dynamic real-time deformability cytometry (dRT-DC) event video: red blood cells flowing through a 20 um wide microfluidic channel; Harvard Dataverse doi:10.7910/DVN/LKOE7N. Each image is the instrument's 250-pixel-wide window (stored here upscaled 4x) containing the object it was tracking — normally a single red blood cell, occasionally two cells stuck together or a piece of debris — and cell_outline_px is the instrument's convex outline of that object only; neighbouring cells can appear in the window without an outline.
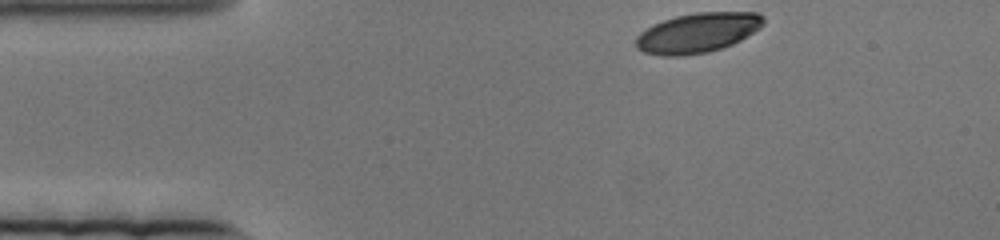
{"species": "human", "species_latin": "Homo sapiens", "temperature_condition": "cold", "stored_images_in_passage": 73, "camera_frame_rate_fps": 3000, "um_per_image_px": 0.085, "donor": {"sex": "female"}, "frame": {"image": 1, "passage_image": 1, "time_ms": 0.0, "image_size_px": [1000, 240], "cell_outline_px": [[764, 24], [760, 28], [740, 40], [732, 44], [708, 52], [680, 56], [660, 56], [644, 52], [636, 48], [636, 36], [640, 32], [652, 24], [676, 16], [696, 12], [756, 12], [764, 16]], "centroid_in_image_um": [59.28, 2.78], "position_along_channel_um": 25.7, "area_um2": 29.65}}
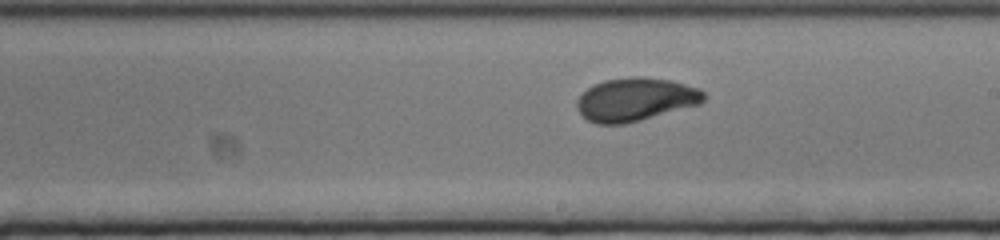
{"frame": {"image": 2, "passage_image": 35, "time_ms": 11.333, "image_size_px": [1000, 240], "cell_outline_px": [[704, 100], [700, 104], [640, 120], [624, 124], [596, 124], [588, 120], [580, 112], [576, 104], [576, 100], [588, 88], [604, 80], [636, 76], [672, 80], [700, 88], [704, 92]], "centroid_in_image_um": [54.03, 8.45], "position_along_channel_um": 235.0, "area_um2": 31.79}}
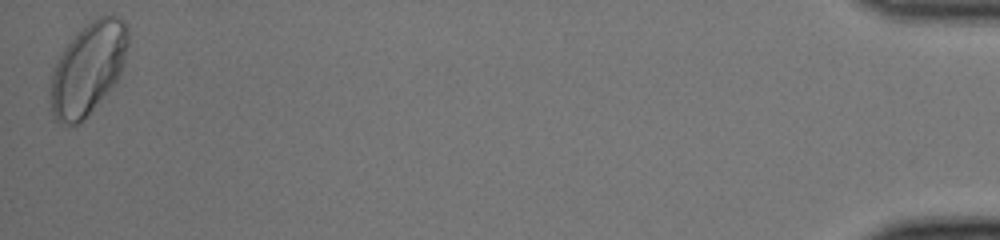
{"frame": {"image": 3, "passage_image": 72, "time_ms": 23.667, "image_size_px": [1000, 240], "cell_outline_px": [[128, 44], [124, 64], [120, 76], [116, 84], [84, 120], [76, 124], [60, 124], [56, 120], [52, 112], [48, 96], [48, 92], [56, 60], [64, 48], [76, 32], [80, 28], [96, 16], [116, 16], [124, 20], [128, 24]], "centroid_in_image_um": [7.49, 5.83], "position_along_channel_um": 427.7, "area_um2": 42.37}}